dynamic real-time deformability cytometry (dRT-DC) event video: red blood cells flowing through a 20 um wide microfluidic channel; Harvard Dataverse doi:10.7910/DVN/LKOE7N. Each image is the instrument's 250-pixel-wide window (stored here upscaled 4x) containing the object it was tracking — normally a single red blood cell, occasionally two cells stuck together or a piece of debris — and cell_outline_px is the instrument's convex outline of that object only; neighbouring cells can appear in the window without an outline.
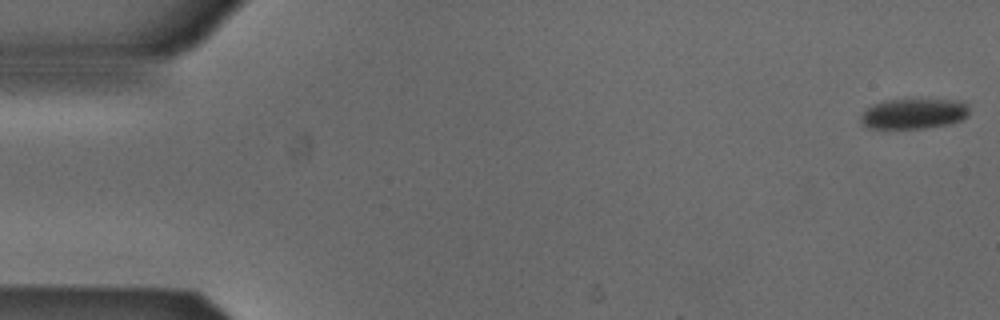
{"species": "Egyptian fruit bat (a non-hibernating species)", "species_latin": "Rousettus aegyptiacus", "temperature_condition": "cold", "stored_images_in_passage": 14, "camera_frame_rate_fps": 3000, "um_per_image_px": 0.085, "animal": {"sex": "male"}, "frame": {"image": 1, "passage_image": 1, "time_ms": 0.0, "image_size_px": [1000, 320], "cell_outline_px": [[968, 116], [960, 120], [948, 124], [924, 128], [872, 128], [864, 124], [860, 120], [860, 116], [872, 104], [884, 100], [960, 100], [968, 104]], "centroid_in_image_um": [77.68, 9.66], "position_along_channel_um": 7.3, "area_um2": 18.96}}
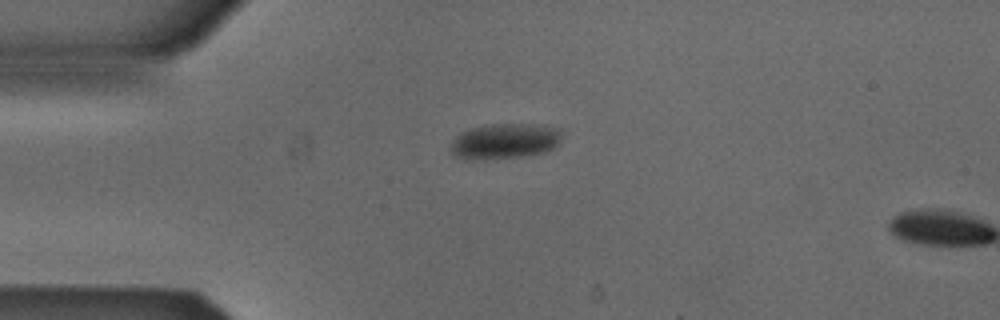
{"frame": {"image": 2, "passage_image": 13, "time_ms": 4.0, "image_size_px": [1000, 320], "cell_outline_px": [[564, 132], [560, 140], [552, 148], [544, 152], [520, 156], [476, 160], [468, 160], [456, 156], [452, 152], [452, 144], [456, 136], [460, 132], [492, 124], [532, 124], [560, 128]], "centroid_in_image_um": [42.94, 11.99], "position_along_channel_um": 42.1, "area_um2": 22.66}}